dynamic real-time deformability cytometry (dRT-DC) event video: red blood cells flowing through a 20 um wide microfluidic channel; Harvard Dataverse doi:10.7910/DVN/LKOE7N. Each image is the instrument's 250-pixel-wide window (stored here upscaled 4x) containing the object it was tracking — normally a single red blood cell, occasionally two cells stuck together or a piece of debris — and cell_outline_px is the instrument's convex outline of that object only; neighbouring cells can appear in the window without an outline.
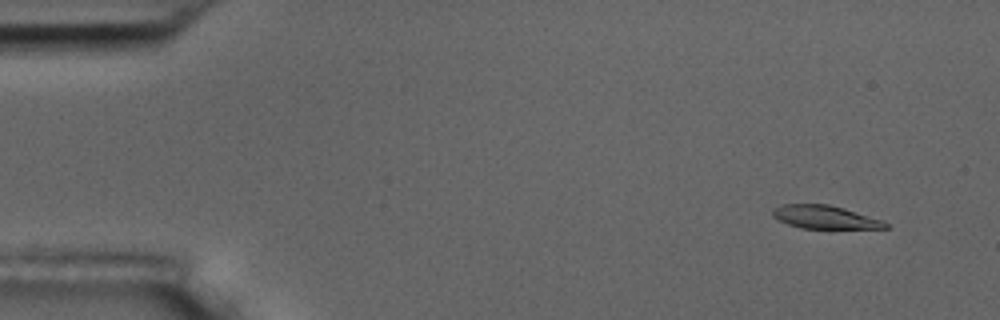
{"species": "common noctule bat (a hibernating species)", "species_latin": "Nyctalus noctula", "temperature_condition": "room temperature", "stored_images_in_passage": 8, "camera_frame_rate_fps": 3000, "um_per_image_px": 0.085, "animal": {"sex": "male", "body_mass_g": 17.5, "forearm_length_mm": 52.3}, "frame": {"image": 1, "passage_image": 2, "time_ms": 1.333, "image_size_px": [1000, 320], "cell_outline_px": [[888, 228], [800, 228], [776, 220], [772, 216], [772, 208], [784, 204], [828, 204], [844, 208], [880, 220], [888, 224]], "centroid_in_image_um": [70.02, 18.45], "position_along_channel_um": 15.0, "area_um2": 15.09}}